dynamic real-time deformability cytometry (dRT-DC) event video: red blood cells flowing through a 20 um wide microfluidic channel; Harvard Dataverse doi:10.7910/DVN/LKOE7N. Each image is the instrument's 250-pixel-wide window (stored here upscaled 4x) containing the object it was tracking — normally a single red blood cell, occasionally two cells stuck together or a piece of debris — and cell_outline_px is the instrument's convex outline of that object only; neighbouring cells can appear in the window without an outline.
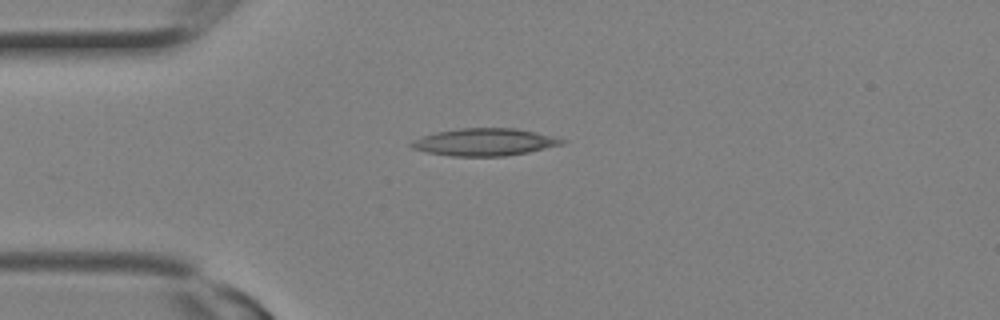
{"species": "Egyptian fruit bat (a non-hibernating species)", "species_latin": "Rousettus aegyptiacus", "temperature_condition": "room temperature", "stored_images_in_passage": 4, "camera_frame_rate_fps": 3000, "um_per_image_px": 0.085, "animal": {"sex": "female"}, "frame": {"image": 1, "passage_image": 4, "time_ms": 1.0, "image_size_px": [1000, 320], "cell_outline_px": [[568, 140], [564, 144], [528, 152], [504, 156], [452, 156], [428, 152], [412, 148], [408, 144], [412, 140], [436, 132], [460, 128], [512, 128], [536, 132], [556, 136]], "centroid_in_image_um": [41.22, 12.07], "position_along_channel_um": 43.8, "area_um2": 23.99}}